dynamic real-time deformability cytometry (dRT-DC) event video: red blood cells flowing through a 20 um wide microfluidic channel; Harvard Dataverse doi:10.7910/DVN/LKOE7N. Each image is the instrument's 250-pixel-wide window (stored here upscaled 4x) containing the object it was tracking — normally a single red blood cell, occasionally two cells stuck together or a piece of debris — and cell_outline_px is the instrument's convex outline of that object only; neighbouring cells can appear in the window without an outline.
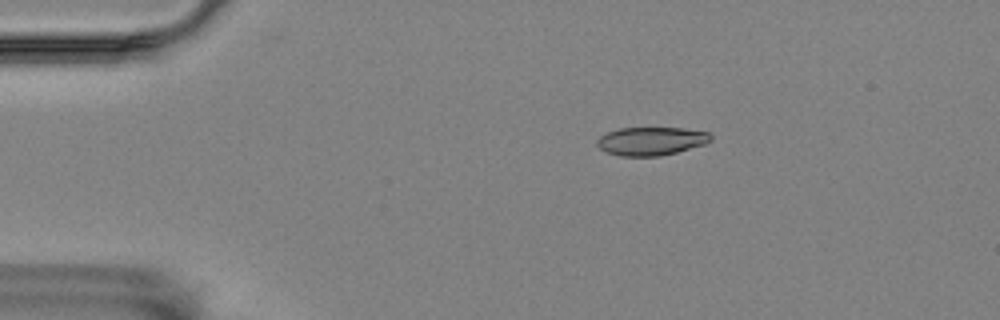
{"species": "Egyptian fruit bat (a non-hibernating species)", "species_latin": "Rousettus aegyptiacus", "temperature_condition": "room temperature", "stored_images_in_passage": 11, "camera_frame_rate_fps": 3000, "um_per_image_px": 0.085, "animal": {"sex": "female"}, "frame": {"image": 1, "passage_image": 6, "time_ms": 1.667, "image_size_px": [1000, 320], "cell_outline_px": [[712, 140], [704, 144], [676, 152], [660, 156], [620, 156], [608, 152], [600, 148], [596, 144], [596, 140], [600, 136], [608, 132], [620, 128], [680, 128], [712, 132]], "centroid_in_image_um": [55.36, 11.99], "position_along_channel_um": 29.6, "area_um2": 18.73}}